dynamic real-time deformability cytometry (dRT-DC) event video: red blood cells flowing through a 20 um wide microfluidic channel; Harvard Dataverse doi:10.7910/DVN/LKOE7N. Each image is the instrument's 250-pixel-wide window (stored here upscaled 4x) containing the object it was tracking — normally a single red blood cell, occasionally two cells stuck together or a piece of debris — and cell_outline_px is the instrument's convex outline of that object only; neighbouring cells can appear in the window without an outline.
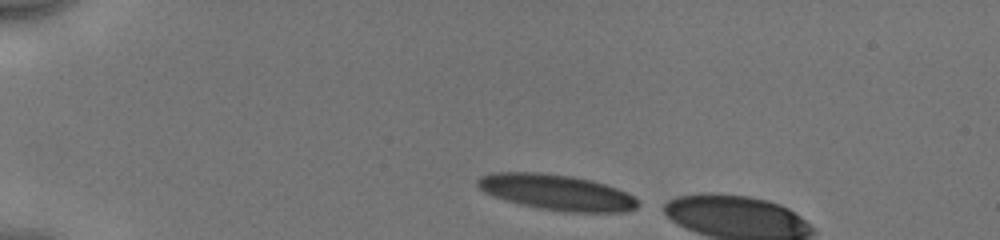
{"species": "human", "species_latin": "Homo sapiens", "temperature_condition": "cold", "stored_images_in_passage": 6, "camera_frame_rate_fps": 3000, "um_per_image_px": 0.085, "donor": {"sex": "male"}, "frame": {"image": 1, "passage_image": 1, "time_ms": 0.0, "image_size_px": [1000, 240], "cell_outline_px": [[640, 204], [636, 208], [624, 212], [564, 212], [540, 208], [520, 204], [484, 192], [476, 184], [476, 180], [480, 176], [492, 172], [540, 172], [572, 176], [592, 180], [616, 188], [632, 196]], "centroid_in_image_um": [47.3, 16.34], "position_along_channel_um": 37.7, "area_um2": 33.12}}